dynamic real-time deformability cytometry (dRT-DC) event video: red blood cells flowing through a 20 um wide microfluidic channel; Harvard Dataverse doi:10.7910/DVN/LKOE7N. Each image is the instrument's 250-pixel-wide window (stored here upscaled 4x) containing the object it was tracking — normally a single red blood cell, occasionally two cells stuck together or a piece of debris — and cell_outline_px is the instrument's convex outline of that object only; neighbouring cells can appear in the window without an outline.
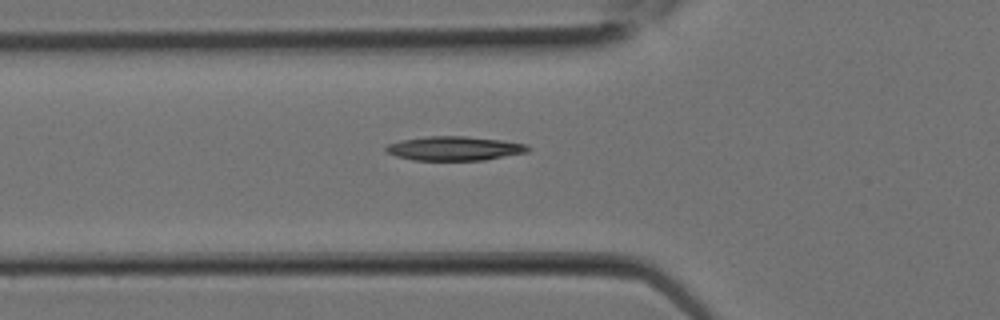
{"species": "Egyptian fruit bat (a non-hibernating species)", "species_latin": "Rousettus aegyptiacus", "temperature_condition": "room temperature", "stored_images_in_passage": 2, "camera_frame_rate_fps": 3000, "um_per_image_px": 0.085, "animal": {"sex": "female"}, "frame": {"image": 1, "passage_image": 2, "time_ms": 0.333, "image_size_px": [1000, 320], "cell_outline_px": [[532, 148], [528, 152], [484, 160], [412, 160], [396, 156], [388, 152], [384, 148], [388, 144], [400, 140], [428, 136], [464, 136], [500, 140], [528, 144]], "centroid_in_image_um": [38.65, 12.61], "position_along_channel_um": 87.2, "area_um2": 20.0}}